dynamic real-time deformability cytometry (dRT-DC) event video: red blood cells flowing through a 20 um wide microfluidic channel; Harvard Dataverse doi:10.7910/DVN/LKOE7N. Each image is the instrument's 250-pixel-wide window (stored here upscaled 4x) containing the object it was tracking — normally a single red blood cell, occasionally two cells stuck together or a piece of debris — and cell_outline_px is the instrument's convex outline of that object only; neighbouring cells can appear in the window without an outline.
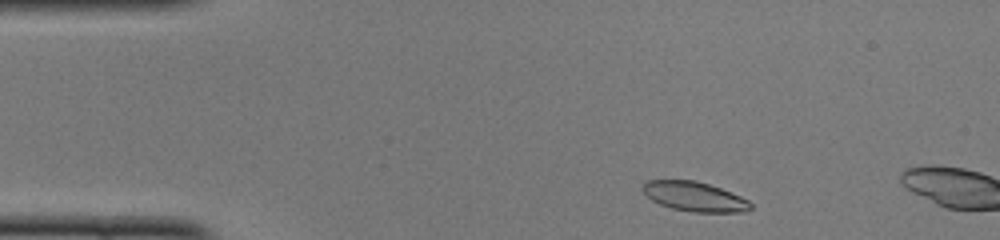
{"species": "common noctule bat (a hibernating species)", "species_latin": "Nyctalus noctula", "temperature_condition": "cold", "stored_images_in_passage": 6, "camera_frame_rate_fps": 3000, "um_per_image_px": 0.085, "animal": {"sex": "female", "body_mass_g": 22.0, "forearm_length_mm": 56.7}, "frame": {"image": 1, "passage_image": 3, "time_ms": 0.667, "image_size_px": [1000, 240], "cell_outline_px": [[752, 208], [744, 212], [692, 212], [672, 208], [660, 204], [652, 200], [640, 188], [648, 180], [696, 180], [720, 188], [740, 196], [748, 200], [752, 204]], "centroid_in_image_um": [59.04, 16.71], "position_along_channel_um": 26.0, "area_um2": 18.5}}